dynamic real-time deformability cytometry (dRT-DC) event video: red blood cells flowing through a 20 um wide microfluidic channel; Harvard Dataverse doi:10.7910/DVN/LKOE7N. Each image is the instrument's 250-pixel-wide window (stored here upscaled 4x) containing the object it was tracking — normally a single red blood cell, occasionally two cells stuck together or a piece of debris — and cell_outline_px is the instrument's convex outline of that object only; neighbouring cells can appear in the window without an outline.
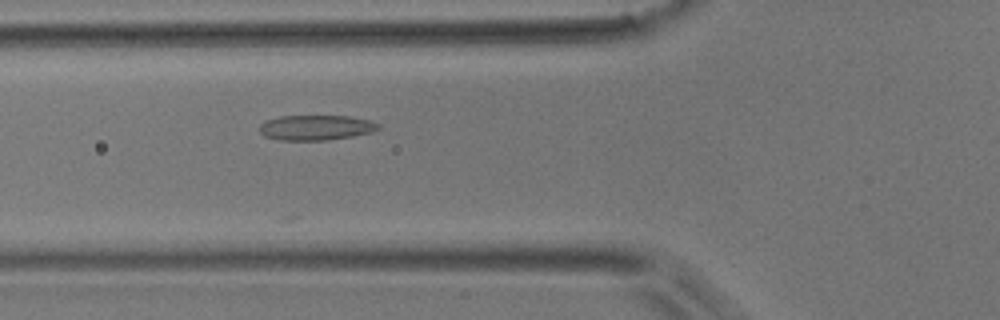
{"species": "common noctule bat (a hibernating species)", "species_latin": "Nyctalus noctula", "temperature_condition": "room temperature", "stored_images_in_passage": 14, "camera_frame_rate_fps": 3000, "um_per_image_px": 0.085, "animal": {"sex": "male", "body_mass_g": 17.9}, "frame": {"image": 1, "passage_image": 3, "time_ms": 0.667, "image_size_px": [1000, 320], "cell_outline_px": [[380, 128], [372, 132], [352, 136], [328, 140], [280, 140], [264, 136], [260, 132], [260, 124], [264, 120], [280, 116], [348, 116], [368, 120], [380, 124]], "centroid_in_image_um": [26.83, 10.84], "position_along_channel_um": 99.0, "area_um2": 17.4}}